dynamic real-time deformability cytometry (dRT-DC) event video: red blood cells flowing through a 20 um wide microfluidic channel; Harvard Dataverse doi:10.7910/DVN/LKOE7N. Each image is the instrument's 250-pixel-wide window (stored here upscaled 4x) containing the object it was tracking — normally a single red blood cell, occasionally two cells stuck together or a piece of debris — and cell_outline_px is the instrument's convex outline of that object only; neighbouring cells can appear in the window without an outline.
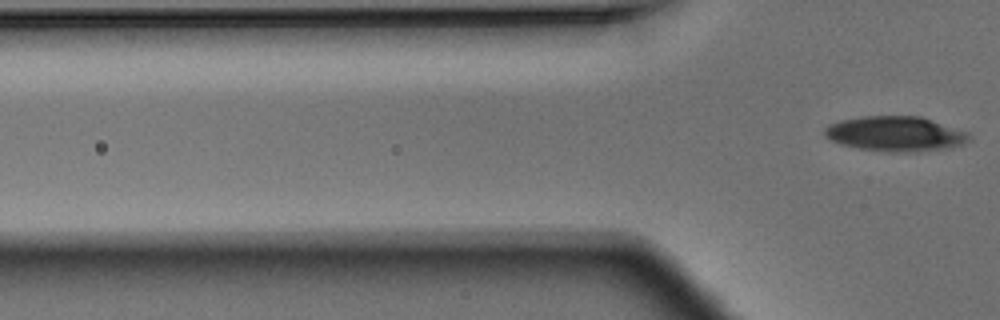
{"species": "Egyptian fruit bat (a non-hibernating species)", "species_latin": "Rousettus aegyptiacus", "temperature_condition": "warm", "stored_images_in_passage": 2, "camera_frame_rate_fps": 3000, "um_per_image_px": 0.085, "animal": {"sex": "male"}, "frame": {"image": 1, "passage_image": 2, "time_ms": 0.333, "image_size_px": [1000, 320], "cell_outline_px": [[968, 140], [960, 144], [944, 148], [912, 152], [888, 152], [860, 148], [840, 144], [832, 140], [824, 132], [824, 128], [828, 124], [844, 120], [864, 116], [920, 116], [968, 132]], "centroid_in_image_um": [76.08, 11.37], "position_along_channel_um": 49.7, "area_um2": 28.9}}